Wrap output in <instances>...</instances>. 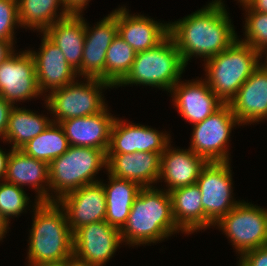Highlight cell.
<instances>
[{"instance_id":"cell-10","label":"cell","mask_w":267,"mask_h":266,"mask_svg":"<svg viewBox=\"0 0 267 266\" xmlns=\"http://www.w3.org/2000/svg\"><path fill=\"white\" fill-rule=\"evenodd\" d=\"M231 162H209L202 169L199 186L204 210V231L228 214L239 202L233 198Z\"/></svg>"},{"instance_id":"cell-4","label":"cell","mask_w":267,"mask_h":266,"mask_svg":"<svg viewBox=\"0 0 267 266\" xmlns=\"http://www.w3.org/2000/svg\"><path fill=\"white\" fill-rule=\"evenodd\" d=\"M260 59L261 53L237 39L229 48L204 62V80L224 104H229L259 67Z\"/></svg>"},{"instance_id":"cell-27","label":"cell","mask_w":267,"mask_h":266,"mask_svg":"<svg viewBox=\"0 0 267 266\" xmlns=\"http://www.w3.org/2000/svg\"><path fill=\"white\" fill-rule=\"evenodd\" d=\"M46 116L37 114L35 110L33 112L25 107L13 106L9 114L4 142L12 145L10 149H20L49 126L52 118Z\"/></svg>"},{"instance_id":"cell-12","label":"cell","mask_w":267,"mask_h":266,"mask_svg":"<svg viewBox=\"0 0 267 266\" xmlns=\"http://www.w3.org/2000/svg\"><path fill=\"white\" fill-rule=\"evenodd\" d=\"M120 230L105 220L93 222L73 233V255L95 266H105L122 245Z\"/></svg>"},{"instance_id":"cell-21","label":"cell","mask_w":267,"mask_h":266,"mask_svg":"<svg viewBox=\"0 0 267 266\" xmlns=\"http://www.w3.org/2000/svg\"><path fill=\"white\" fill-rule=\"evenodd\" d=\"M207 163L191 149H176L169 143L161 154L158 183L164 181L166 183L164 190L167 192L195 184Z\"/></svg>"},{"instance_id":"cell-40","label":"cell","mask_w":267,"mask_h":266,"mask_svg":"<svg viewBox=\"0 0 267 266\" xmlns=\"http://www.w3.org/2000/svg\"><path fill=\"white\" fill-rule=\"evenodd\" d=\"M67 266H95L86 261L80 260L74 255L67 259Z\"/></svg>"},{"instance_id":"cell-31","label":"cell","mask_w":267,"mask_h":266,"mask_svg":"<svg viewBox=\"0 0 267 266\" xmlns=\"http://www.w3.org/2000/svg\"><path fill=\"white\" fill-rule=\"evenodd\" d=\"M30 197L24 191V188L8 183L5 180L0 181V212L3 218L10 224V219L18 217L26 212L31 206Z\"/></svg>"},{"instance_id":"cell-19","label":"cell","mask_w":267,"mask_h":266,"mask_svg":"<svg viewBox=\"0 0 267 266\" xmlns=\"http://www.w3.org/2000/svg\"><path fill=\"white\" fill-rule=\"evenodd\" d=\"M242 126L267 120V70L261 64L229 103Z\"/></svg>"},{"instance_id":"cell-43","label":"cell","mask_w":267,"mask_h":266,"mask_svg":"<svg viewBox=\"0 0 267 266\" xmlns=\"http://www.w3.org/2000/svg\"><path fill=\"white\" fill-rule=\"evenodd\" d=\"M266 54V55H265ZM262 55H265V56H262ZM262 57H265L266 59L264 60V62L261 61V65L264 66V68L267 70V49L264 50L262 53H261V58Z\"/></svg>"},{"instance_id":"cell-32","label":"cell","mask_w":267,"mask_h":266,"mask_svg":"<svg viewBox=\"0 0 267 266\" xmlns=\"http://www.w3.org/2000/svg\"><path fill=\"white\" fill-rule=\"evenodd\" d=\"M246 18L244 23L245 38L241 42L250 45L253 49L262 53L267 49V13L253 11L248 5L244 6Z\"/></svg>"},{"instance_id":"cell-36","label":"cell","mask_w":267,"mask_h":266,"mask_svg":"<svg viewBox=\"0 0 267 266\" xmlns=\"http://www.w3.org/2000/svg\"><path fill=\"white\" fill-rule=\"evenodd\" d=\"M90 0H62L63 6L69 15H83Z\"/></svg>"},{"instance_id":"cell-34","label":"cell","mask_w":267,"mask_h":266,"mask_svg":"<svg viewBox=\"0 0 267 266\" xmlns=\"http://www.w3.org/2000/svg\"><path fill=\"white\" fill-rule=\"evenodd\" d=\"M237 266H267V245L244 252Z\"/></svg>"},{"instance_id":"cell-3","label":"cell","mask_w":267,"mask_h":266,"mask_svg":"<svg viewBox=\"0 0 267 266\" xmlns=\"http://www.w3.org/2000/svg\"><path fill=\"white\" fill-rule=\"evenodd\" d=\"M34 203L26 266L68 259L73 255V233L64 210L57 202Z\"/></svg>"},{"instance_id":"cell-8","label":"cell","mask_w":267,"mask_h":266,"mask_svg":"<svg viewBox=\"0 0 267 266\" xmlns=\"http://www.w3.org/2000/svg\"><path fill=\"white\" fill-rule=\"evenodd\" d=\"M215 226L222 230L240 256L267 245V209L245 200L240 201Z\"/></svg>"},{"instance_id":"cell-28","label":"cell","mask_w":267,"mask_h":266,"mask_svg":"<svg viewBox=\"0 0 267 266\" xmlns=\"http://www.w3.org/2000/svg\"><path fill=\"white\" fill-rule=\"evenodd\" d=\"M67 16L69 14L65 10L62 0H18L20 27L29 28L33 32L34 30L39 33L44 32L50 25Z\"/></svg>"},{"instance_id":"cell-35","label":"cell","mask_w":267,"mask_h":266,"mask_svg":"<svg viewBox=\"0 0 267 266\" xmlns=\"http://www.w3.org/2000/svg\"><path fill=\"white\" fill-rule=\"evenodd\" d=\"M13 105L0 96V138L4 143V136L8 127L9 114Z\"/></svg>"},{"instance_id":"cell-6","label":"cell","mask_w":267,"mask_h":266,"mask_svg":"<svg viewBox=\"0 0 267 266\" xmlns=\"http://www.w3.org/2000/svg\"><path fill=\"white\" fill-rule=\"evenodd\" d=\"M185 68L180 52L168 35L157 46L137 52L129 73L115 88L143 85L170 92L182 79Z\"/></svg>"},{"instance_id":"cell-42","label":"cell","mask_w":267,"mask_h":266,"mask_svg":"<svg viewBox=\"0 0 267 266\" xmlns=\"http://www.w3.org/2000/svg\"><path fill=\"white\" fill-rule=\"evenodd\" d=\"M36 266H67V259L62 260V261H57V262L41 263Z\"/></svg>"},{"instance_id":"cell-25","label":"cell","mask_w":267,"mask_h":266,"mask_svg":"<svg viewBox=\"0 0 267 266\" xmlns=\"http://www.w3.org/2000/svg\"><path fill=\"white\" fill-rule=\"evenodd\" d=\"M173 219L184 234L204 230V210L199 186L191 184L169 192Z\"/></svg>"},{"instance_id":"cell-5","label":"cell","mask_w":267,"mask_h":266,"mask_svg":"<svg viewBox=\"0 0 267 266\" xmlns=\"http://www.w3.org/2000/svg\"><path fill=\"white\" fill-rule=\"evenodd\" d=\"M102 168L107 170L106 151L69 146L65 153L49 163V202H57L82 186L99 182L95 177Z\"/></svg>"},{"instance_id":"cell-13","label":"cell","mask_w":267,"mask_h":266,"mask_svg":"<svg viewBox=\"0 0 267 266\" xmlns=\"http://www.w3.org/2000/svg\"><path fill=\"white\" fill-rule=\"evenodd\" d=\"M170 137L166 131L161 132L153 127L115 117L110 131L107 154L154 152L161 155L166 146L172 143Z\"/></svg>"},{"instance_id":"cell-26","label":"cell","mask_w":267,"mask_h":266,"mask_svg":"<svg viewBox=\"0 0 267 266\" xmlns=\"http://www.w3.org/2000/svg\"><path fill=\"white\" fill-rule=\"evenodd\" d=\"M108 174V183L99 181L105 191L106 216L105 221L119 230L127 223L128 216L142 187L133 181Z\"/></svg>"},{"instance_id":"cell-33","label":"cell","mask_w":267,"mask_h":266,"mask_svg":"<svg viewBox=\"0 0 267 266\" xmlns=\"http://www.w3.org/2000/svg\"><path fill=\"white\" fill-rule=\"evenodd\" d=\"M19 26L18 0H0V39L16 41L14 30Z\"/></svg>"},{"instance_id":"cell-22","label":"cell","mask_w":267,"mask_h":266,"mask_svg":"<svg viewBox=\"0 0 267 266\" xmlns=\"http://www.w3.org/2000/svg\"><path fill=\"white\" fill-rule=\"evenodd\" d=\"M161 155L154 152L107 154L109 174L138 183L142 188L157 185Z\"/></svg>"},{"instance_id":"cell-14","label":"cell","mask_w":267,"mask_h":266,"mask_svg":"<svg viewBox=\"0 0 267 266\" xmlns=\"http://www.w3.org/2000/svg\"><path fill=\"white\" fill-rule=\"evenodd\" d=\"M170 90L177 112L192 125L202 122L224 103L214 94L204 79L181 81Z\"/></svg>"},{"instance_id":"cell-9","label":"cell","mask_w":267,"mask_h":266,"mask_svg":"<svg viewBox=\"0 0 267 266\" xmlns=\"http://www.w3.org/2000/svg\"><path fill=\"white\" fill-rule=\"evenodd\" d=\"M242 126L229 104H223L212 115L192 127L189 149L209 162H230V134ZM230 154V155H229Z\"/></svg>"},{"instance_id":"cell-44","label":"cell","mask_w":267,"mask_h":266,"mask_svg":"<svg viewBox=\"0 0 267 266\" xmlns=\"http://www.w3.org/2000/svg\"><path fill=\"white\" fill-rule=\"evenodd\" d=\"M238 3H240V6L244 7V6H247L249 5V3L252 1V0H237Z\"/></svg>"},{"instance_id":"cell-37","label":"cell","mask_w":267,"mask_h":266,"mask_svg":"<svg viewBox=\"0 0 267 266\" xmlns=\"http://www.w3.org/2000/svg\"><path fill=\"white\" fill-rule=\"evenodd\" d=\"M16 41H4L0 39V65L15 51L13 47Z\"/></svg>"},{"instance_id":"cell-39","label":"cell","mask_w":267,"mask_h":266,"mask_svg":"<svg viewBox=\"0 0 267 266\" xmlns=\"http://www.w3.org/2000/svg\"><path fill=\"white\" fill-rule=\"evenodd\" d=\"M248 6L253 11L267 13V0H252Z\"/></svg>"},{"instance_id":"cell-17","label":"cell","mask_w":267,"mask_h":266,"mask_svg":"<svg viewBox=\"0 0 267 266\" xmlns=\"http://www.w3.org/2000/svg\"><path fill=\"white\" fill-rule=\"evenodd\" d=\"M39 51L29 50L35 62V70L39 90L44 97L45 93L74 82L79 78L64 54L43 32Z\"/></svg>"},{"instance_id":"cell-1","label":"cell","mask_w":267,"mask_h":266,"mask_svg":"<svg viewBox=\"0 0 267 266\" xmlns=\"http://www.w3.org/2000/svg\"><path fill=\"white\" fill-rule=\"evenodd\" d=\"M224 2L212 0L182 19L168 22L169 36L186 67L193 57L204 58L205 62L229 48L239 38Z\"/></svg>"},{"instance_id":"cell-30","label":"cell","mask_w":267,"mask_h":266,"mask_svg":"<svg viewBox=\"0 0 267 266\" xmlns=\"http://www.w3.org/2000/svg\"><path fill=\"white\" fill-rule=\"evenodd\" d=\"M135 56V50L117 34L107 50L105 72L99 79L116 87L129 73Z\"/></svg>"},{"instance_id":"cell-38","label":"cell","mask_w":267,"mask_h":266,"mask_svg":"<svg viewBox=\"0 0 267 266\" xmlns=\"http://www.w3.org/2000/svg\"><path fill=\"white\" fill-rule=\"evenodd\" d=\"M4 149L0 148V181H4L7 173V162L11 150L9 152L3 151Z\"/></svg>"},{"instance_id":"cell-11","label":"cell","mask_w":267,"mask_h":266,"mask_svg":"<svg viewBox=\"0 0 267 266\" xmlns=\"http://www.w3.org/2000/svg\"><path fill=\"white\" fill-rule=\"evenodd\" d=\"M16 51L0 65V96L13 106L44 97L38 87L33 56L29 50Z\"/></svg>"},{"instance_id":"cell-23","label":"cell","mask_w":267,"mask_h":266,"mask_svg":"<svg viewBox=\"0 0 267 266\" xmlns=\"http://www.w3.org/2000/svg\"><path fill=\"white\" fill-rule=\"evenodd\" d=\"M5 181L20 188L29 186L36 191L34 201L49 202V164L20 149H11Z\"/></svg>"},{"instance_id":"cell-29","label":"cell","mask_w":267,"mask_h":266,"mask_svg":"<svg viewBox=\"0 0 267 266\" xmlns=\"http://www.w3.org/2000/svg\"><path fill=\"white\" fill-rule=\"evenodd\" d=\"M69 142L62 126L51 122L49 126L20 148L26 155L48 164L69 148Z\"/></svg>"},{"instance_id":"cell-41","label":"cell","mask_w":267,"mask_h":266,"mask_svg":"<svg viewBox=\"0 0 267 266\" xmlns=\"http://www.w3.org/2000/svg\"><path fill=\"white\" fill-rule=\"evenodd\" d=\"M9 229H10L9 224L3 218L0 212V241L3 240L4 237H6L5 235Z\"/></svg>"},{"instance_id":"cell-18","label":"cell","mask_w":267,"mask_h":266,"mask_svg":"<svg viewBox=\"0 0 267 266\" xmlns=\"http://www.w3.org/2000/svg\"><path fill=\"white\" fill-rule=\"evenodd\" d=\"M112 12L117 17L118 35L136 53L157 46L169 35V23L155 21L144 14H130L124 5Z\"/></svg>"},{"instance_id":"cell-15","label":"cell","mask_w":267,"mask_h":266,"mask_svg":"<svg viewBox=\"0 0 267 266\" xmlns=\"http://www.w3.org/2000/svg\"><path fill=\"white\" fill-rule=\"evenodd\" d=\"M118 34L117 17L111 12L93 27L85 21V42L81 66L77 76L99 78L105 72L106 53L111 42Z\"/></svg>"},{"instance_id":"cell-24","label":"cell","mask_w":267,"mask_h":266,"mask_svg":"<svg viewBox=\"0 0 267 266\" xmlns=\"http://www.w3.org/2000/svg\"><path fill=\"white\" fill-rule=\"evenodd\" d=\"M43 33L59 47L74 70L81 66L85 42L83 15H69L50 25Z\"/></svg>"},{"instance_id":"cell-20","label":"cell","mask_w":267,"mask_h":266,"mask_svg":"<svg viewBox=\"0 0 267 266\" xmlns=\"http://www.w3.org/2000/svg\"><path fill=\"white\" fill-rule=\"evenodd\" d=\"M106 106L101 112L63 120L62 126L70 146L91 147L108 151L110 131L115 119Z\"/></svg>"},{"instance_id":"cell-7","label":"cell","mask_w":267,"mask_h":266,"mask_svg":"<svg viewBox=\"0 0 267 266\" xmlns=\"http://www.w3.org/2000/svg\"><path fill=\"white\" fill-rule=\"evenodd\" d=\"M78 81L76 78L63 88L46 94L44 103L50 117L53 115L52 122L95 115L107 106L102 90L113 88L108 82L85 77L83 81Z\"/></svg>"},{"instance_id":"cell-16","label":"cell","mask_w":267,"mask_h":266,"mask_svg":"<svg viewBox=\"0 0 267 266\" xmlns=\"http://www.w3.org/2000/svg\"><path fill=\"white\" fill-rule=\"evenodd\" d=\"M57 203L64 210L72 233L90 223L105 220L106 198L100 182L82 186L61 197Z\"/></svg>"},{"instance_id":"cell-2","label":"cell","mask_w":267,"mask_h":266,"mask_svg":"<svg viewBox=\"0 0 267 266\" xmlns=\"http://www.w3.org/2000/svg\"><path fill=\"white\" fill-rule=\"evenodd\" d=\"M179 231L183 233L173 219L169 192L154 186L139 191L120 233L124 245L138 247L161 242Z\"/></svg>"}]
</instances>
